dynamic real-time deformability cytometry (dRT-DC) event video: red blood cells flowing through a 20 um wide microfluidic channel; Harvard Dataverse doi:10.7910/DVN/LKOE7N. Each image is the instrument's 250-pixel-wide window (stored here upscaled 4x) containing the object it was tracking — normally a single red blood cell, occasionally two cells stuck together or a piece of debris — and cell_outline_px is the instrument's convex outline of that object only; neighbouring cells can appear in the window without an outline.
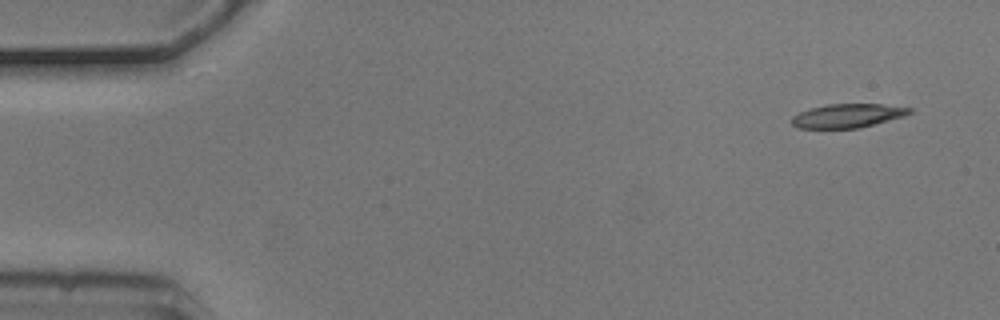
{"species": "common noctule bat (a hibernating species)", "species_latin": "Nyctalus noctula", "temperature_condition": "cold", "stored_images_in_passage": 5, "camera_frame_rate_fps": 3000, "um_per_image_px": 0.085, "animal": {"sex": "male", "body_mass_g": 20.5, "forearm_length_mm": 52.5}, "frame": {"image": 1, "passage_image": 1, "time_ms": 0.0, "image_size_px": [1000, 320], "cell_outline_px": [[912, 112], [904, 116], [860, 128], [796, 128], [792, 124], [792, 116], [800, 112], [812, 108], [828, 104], [880, 104], [912, 108]], "centroid_in_image_um": [72.05, 9.84], "position_along_channel_um": 13.0, "area_um2": 16.24}}
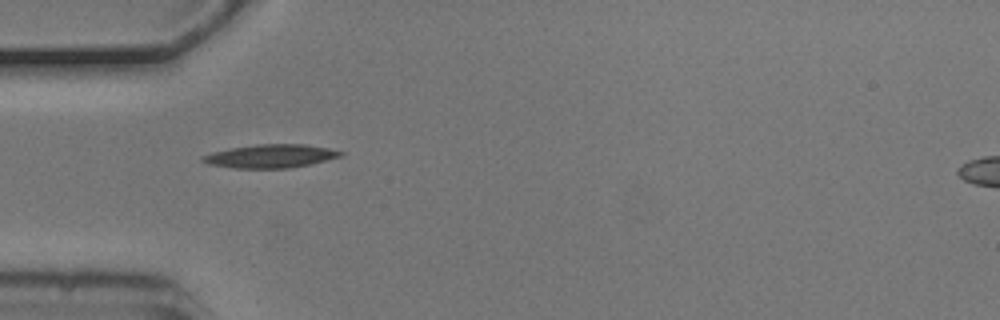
{"frame": {"image": 2, "passage_image": 4, "time_ms": 1.0, "image_size_px": [1000, 320], "cell_outline_px": [[344, 156], [308, 164], [288, 168], [232, 168], [208, 164], [200, 160], [200, 156], [212, 152], [232, 148], [256, 144], [304, 144], [328, 148], [344, 152]], "centroid_in_image_um": [22.97, 13.27], "position_along_channel_um": 62.0, "area_um2": 18.79}}